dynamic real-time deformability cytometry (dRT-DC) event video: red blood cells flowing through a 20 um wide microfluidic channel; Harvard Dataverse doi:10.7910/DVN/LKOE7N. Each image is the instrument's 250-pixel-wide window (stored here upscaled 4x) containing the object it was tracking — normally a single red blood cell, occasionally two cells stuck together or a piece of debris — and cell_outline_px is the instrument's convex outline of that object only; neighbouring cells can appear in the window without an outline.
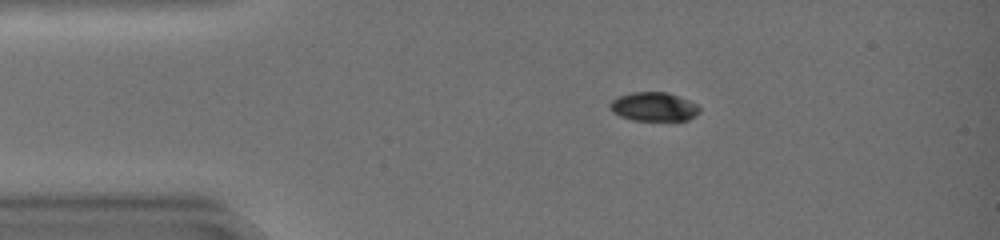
{"species": "common noctule bat (a hibernating species)", "species_latin": "Nyctalus noctula", "temperature_condition": "warm", "stored_images_in_passage": 42, "camera_frame_rate_fps": 3000, "um_per_image_px": 0.085, "animal": {"sex": "female", "body_mass_g": 19.0, "forearm_length_mm": 51.5}, "frame": {"image": 1, "passage_image": 7, "time_ms": 2.0, "image_size_px": [1000, 240], "cell_outline_px": [[700, 112], [688, 120], [632, 120], [620, 116], [612, 112], [608, 104], [612, 100], [620, 96], [632, 92], [664, 92], [688, 100], [696, 104], [700, 108]], "centroid_in_image_um": [55.55, 9.08], "position_along_channel_um": 29.5, "area_um2": 14.91}}
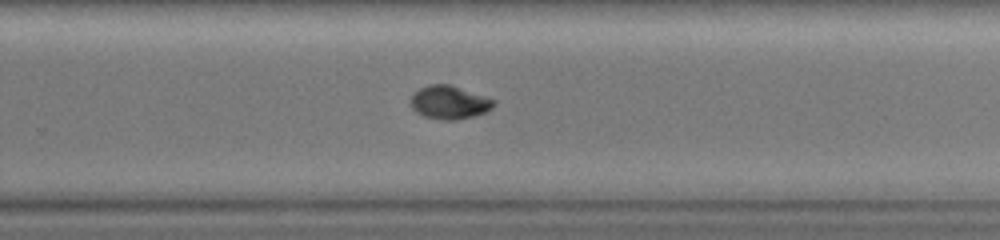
{"frame": {"image": 2, "passage_image": 29, "time_ms": 9.333, "image_size_px": [1000, 240], "cell_outline_px": [[496, 104], [492, 108], [484, 112], [472, 116], [456, 120], [444, 120], [424, 116], [416, 112], [412, 108], [412, 96], [420, 88], [428, 84], [448, 84], [496, 100]], "centroid_in_image_um": [38.2, 8.7], "position_along_channel_um": 291.6, "area_um2": 15.84}}
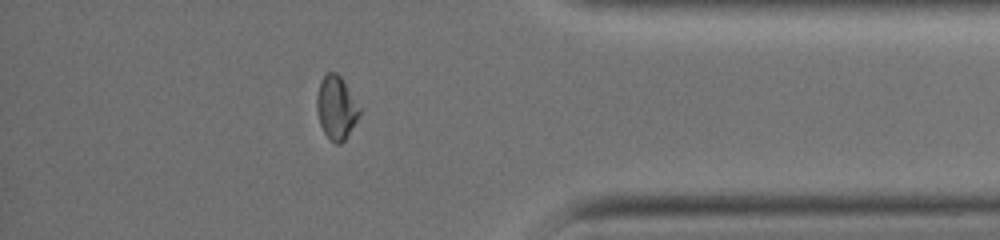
{"frame": {"image": 3, "passage_image": 38, "time_ms": 12.333, "image_size_px": [1000, 240], "cell_outline_px": [[360, 112], [356, 120], [344, 140], [340, 144], [336, 144], [324, 132], [320, 124], [316, 108], [316, 96], [320, 80], [328, 72], [336, 72], [340, 76], [360, 108]], "centroid_in_image_um": [28.55, 9.13], "position_along_channel_um": 406.7, "area_um2": 15.37}}